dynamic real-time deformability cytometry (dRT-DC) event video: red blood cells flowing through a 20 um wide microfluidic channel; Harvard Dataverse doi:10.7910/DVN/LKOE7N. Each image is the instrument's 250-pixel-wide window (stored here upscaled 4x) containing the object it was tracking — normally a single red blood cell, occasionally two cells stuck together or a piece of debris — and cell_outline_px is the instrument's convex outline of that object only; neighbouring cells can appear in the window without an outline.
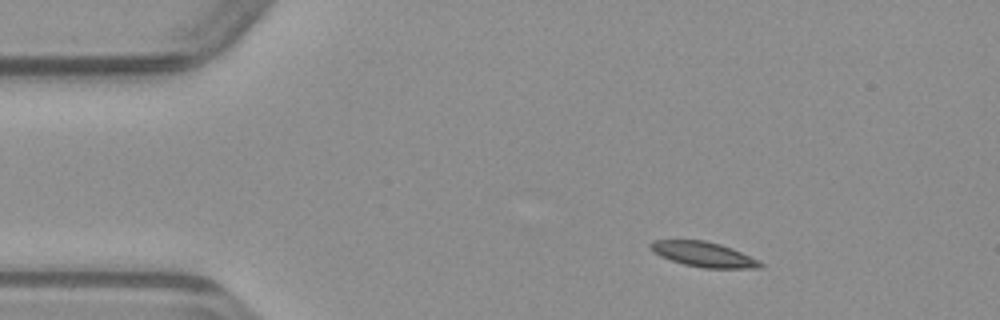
{"species": "common noctule bat (a hibernating species)", "species_latin": "Nyctalus noctula", "temperature_condition": "warm", "stored_images_in_passage": 43, "camera_frame_rate_fps": 3000, "um_per_image_px": 0.085, "animal": {"sex": "male", "body_mass_g": 23.1, "forearm_length_mm": 52.7}, "frame": {"image": 1, "passage_image": 1, "time_ms": 0.0, "image_size_px": [1000, 320], "cell_outline_px": [[764, 268], [704, 268], [684, 264], [660, 256], [652, 252], [648, 248], [648, 244], [652, 240], [704, 240], [720, 244], [732, 248], [760, 260], [764, 264]], "centroid_in_image_um": [59.8, 21.61], "position_along_channel_um": 25.2, "area_um2": 16.18}}
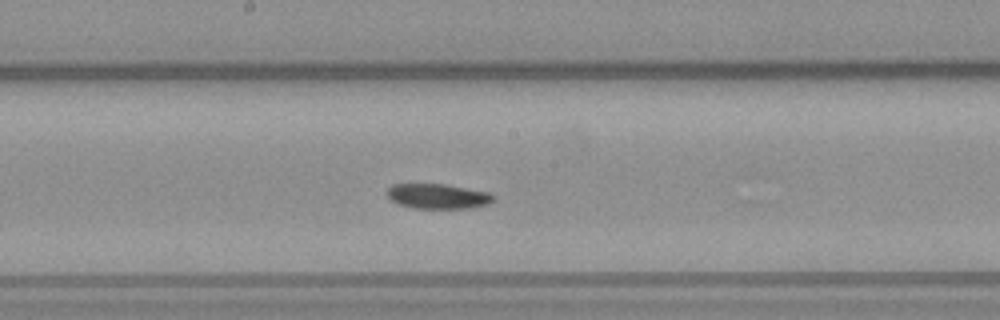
{"frame": {"image": 2, "passage_image": 19, "time_ms": 6.0, "image_size_px": [1000, 320], "cell_outline_px": [[496, 200], [488, 204], [472, 208], [412, 208], [396, 204], [388, 196], [388, 188], [392, 184], [444, 184], [492, 192], [496, 196]], "centroid_in_image_um": [37.28, 16.68], "position_along_channel_um": 210.9, "area_um2": 15.72}}
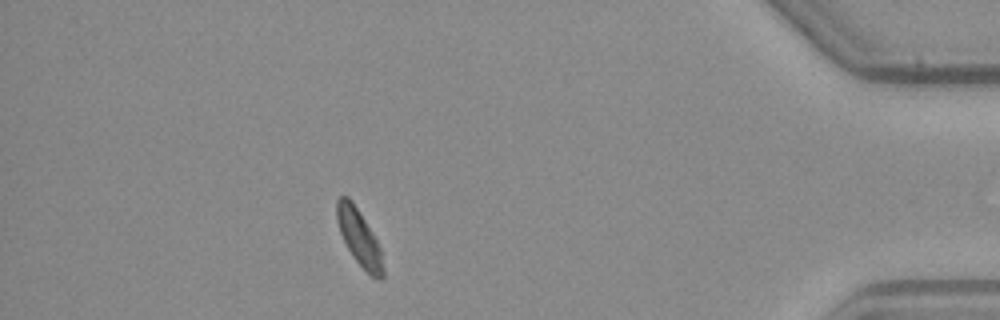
{"frame": {"image": 3, "passage_image": 37, "time_ms": 12.0, "image_size_px": [1000, 320], "cell_outline_px": [[384, 276], [380, 280], [376, 280], [352, 256], [340, 232], [336, 220], [336, 200], [340, 196], [348, 196], [352, 200], [376, 240], [380, 248], [384, 268]], "centroid_in_image_um": [30.52, 20.19], "position_along_channel_um": 404.7, "area_um2": 14.85}}